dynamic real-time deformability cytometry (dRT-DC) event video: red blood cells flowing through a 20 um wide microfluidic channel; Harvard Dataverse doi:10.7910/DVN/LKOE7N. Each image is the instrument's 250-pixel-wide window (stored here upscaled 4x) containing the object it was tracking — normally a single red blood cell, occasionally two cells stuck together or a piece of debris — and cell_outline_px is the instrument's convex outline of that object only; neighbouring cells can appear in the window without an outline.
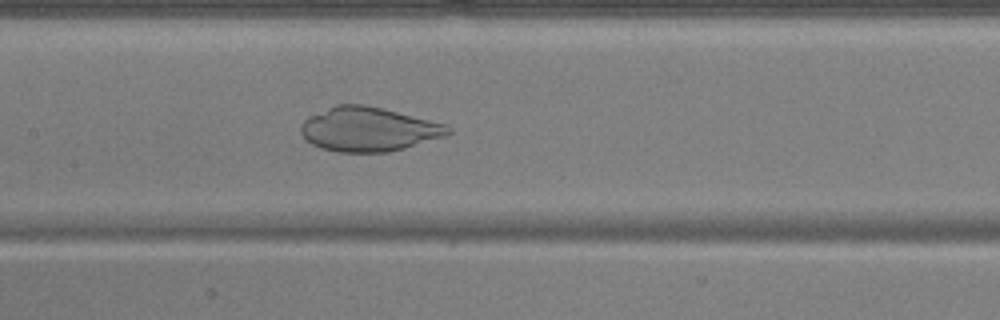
{"species": "common noctule bat (a hibernating species)", "species_latin": "Nyctalus noctula", "temperature_condition": "warm", "stored_images_in_passage": 36, "camera_frame_rate_fps": 3000, "um_per_image_px": 0.085, "animal": {"sex": "male", "body_mass_g": 17.9, "forearm_length_mm": 54.2}, "frame": {"image": 1, "passage_image": 26, "time_ms": 8.333, "image_size_px": [1000, 320], "cell_outline_px": [[452, 132], [444, 136], [404, 148], [388, 152], [336, 152], [320, 148], [304, 140], [300, 132], [300, 128], [304, 120], [308, 116], [336, 104], [364, 104], [448, 124], [452, 128]], "centroid_in_image_um": [31.3, 10.99], "position_along_channel_um": 176.1, "area_um2": 38.03}}